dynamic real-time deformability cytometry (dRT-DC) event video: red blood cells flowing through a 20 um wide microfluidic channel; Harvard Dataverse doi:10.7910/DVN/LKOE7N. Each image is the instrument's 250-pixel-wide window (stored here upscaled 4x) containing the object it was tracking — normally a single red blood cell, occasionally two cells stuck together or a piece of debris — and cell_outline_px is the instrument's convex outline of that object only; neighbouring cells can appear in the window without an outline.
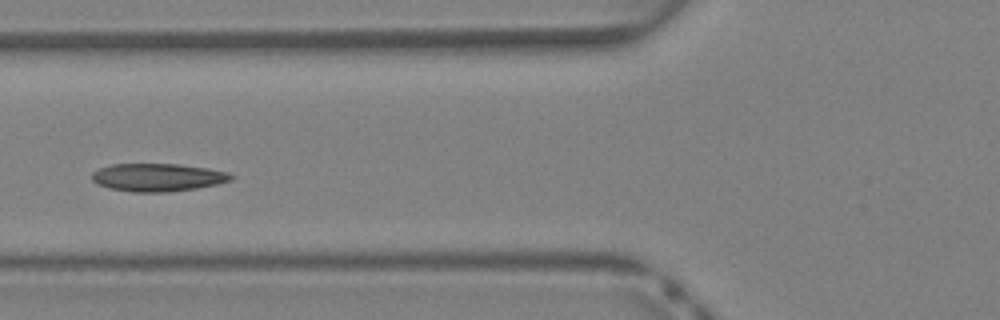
{"species": "Egyptian fruit bat (a non-hibernating species)", "species_latin": "Rousettus aegyptiacus", "temperature_condition": "warm", "stored_images_in_passage": 25, "camera_frame_rate_fps": 3000, "um_per_image_px": 0.085, "animal": {"sex": "female"}, "frame": {"image": 1, "passage_image": 8, "time_ms": 2.333, "image_size_px": [1000, 320], "cell_outline_px": [[236, 176], [232, 180], [216, 184], [196, 188], [168, 192], [132, 192], [112, 188], [100, 184], [92, 180], [92, 172], [100, 168], [112, 164], [180, 164], [208, 168], [228, 172]], "centroid_in_image_um": [13.45, 15.07], "position_along_channel_um": 112.3, "area_um2": 22.54}}
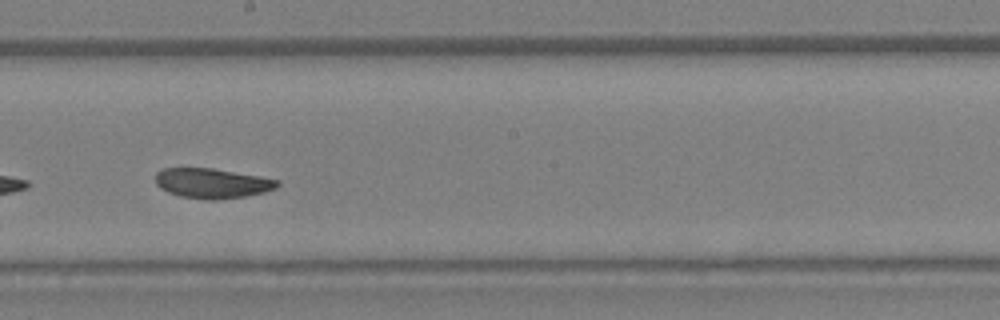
{"frame": {"image": 2, "passage_image": 15, "time_ms": 4.667, "image_size_px": [1000, 320], "cell_outline_px": [[280, 184], [276, 188], [264, 192], [244, 196], [216, 200], [208, 200], [180, 196], [168, 192], [160, 188], [156, 184], [156, 172], [164, 168], [212, 168], [280, 180]], "centroid_in_image_um": [18.02, 15.58], "position_along_channel_um": 230.2, "area_um2": 21.15}}
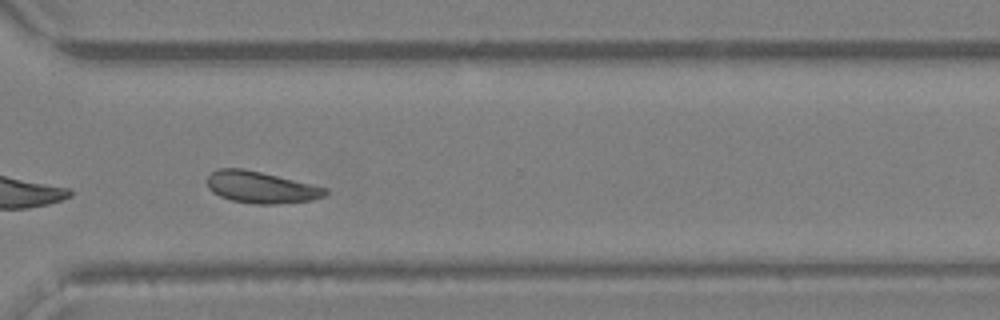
{"frame": {"image": 3, "passage_image": 22, "time_ms": 7.0, "image_size_px": [1000, 320], "cell_outline_px": [[328, 192], [324, 196], [312, 200], [276, 204], [256, 204], [232, 200], [220, 196], [212, 192], [208, 188], [208, 176], [212, 172], [220, 168], [244, 168], [312, 184], [328, 188]], "centroid_in_image_um": [22.19, 15.92], "position_along_channel_um": 348.4, "area_um2": 21.73}}